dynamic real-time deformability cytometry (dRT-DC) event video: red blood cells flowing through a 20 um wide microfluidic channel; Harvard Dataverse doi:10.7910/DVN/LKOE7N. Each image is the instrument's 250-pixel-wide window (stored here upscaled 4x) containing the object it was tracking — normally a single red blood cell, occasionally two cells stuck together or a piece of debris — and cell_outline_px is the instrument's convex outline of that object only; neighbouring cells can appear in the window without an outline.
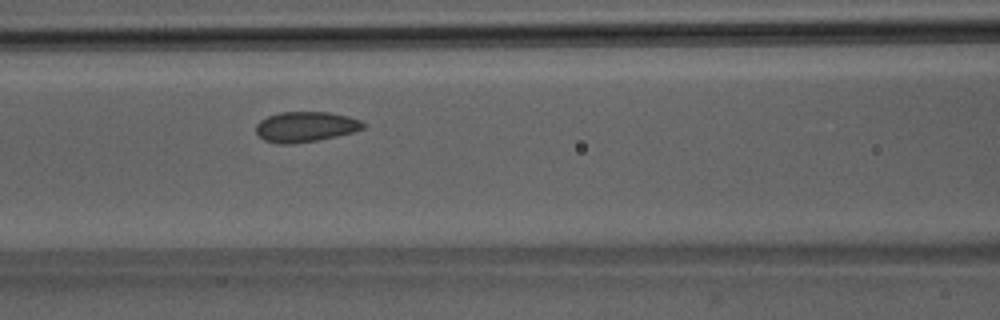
{"species": "Egyptian fruit bat (a non-hibernating species)", "species_latin": "Rousettus aegyptiacus", "temperature_condition": "room temperature", "stored_images_in_passage": 44, "camera_frame_rate_fps": 3000, "um_per_image_px": 0.085, "animal": {"sex": "male"}, "frame": {"image": 1, "passage_image": 15, "time_ms": 4.667, "image_size_px": [1000, 320], "cell_outline_px": [[364, 128], [352, 132], [336, 136], [316, 140], [292, 144], [280, 144], [264, 140], [256, 132], [256, 124], [260, 120], [268, 116], [280, 112], [328, 112], [348, 116], [360, 120], [364, 124]], "centroid_in_image_um": [25.95, 10.77], "position_along_channel_um": 140.7, "area_um2": 18.79}}
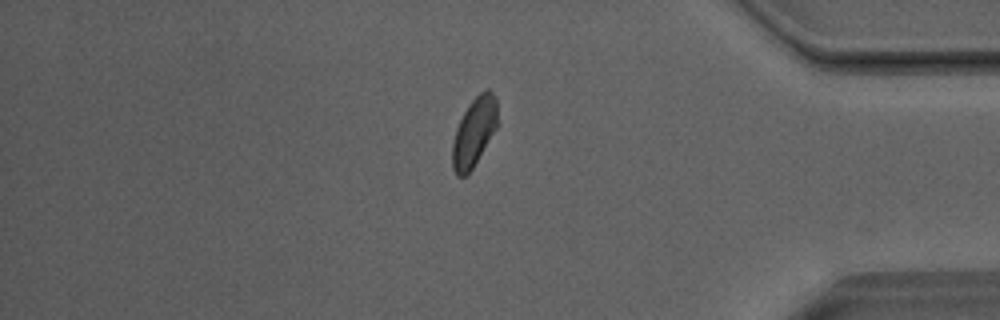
{"frame": {"image": 2, "passage_image": 36, "time_ms": 11.667, "image_size_px": [1000, 320], "cell_outline_px": [[496, 128], [472, 168], [464, 176], [456, 176], [452, 168], [452, 140], [456, 128], [468, 104], [480, 92], [488, 88], [496, 96]], "centroid_in_image_um": [40.26, 11.21], "position_along_channel_um": 394.9, "area_um2": 17.8}}
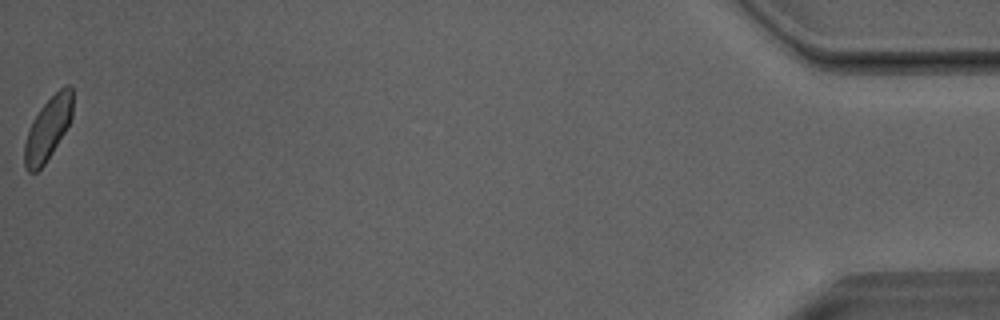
{"frame": {"image": 3, "passage_image": 44, "time_ms": 14.333, "image_size_px": [1000, 320], "cell_outline_px": [[72, 116], [64, 132], [52, 152], [44, 164], [36, 172], [28, 172], [24, 168], [24, 144], [28, 128], [32, 120], [40, 108], [64, 84], [68, 84], [72, 88]], "centroid_in_image_um": [4.04, 10.93], "position_along_channel_um": 431.2, "area_um2": 17.51}, "authors_computed_cell_mechanics": {"area_um2": 18.7272, "velocity_mm_per_s": 4.02, "shape_relaxation_time_tau1_ms": 3.3009, "shape_relaxation_time_tau2_ms": 1.5984, "deformation_change_tau1": 0.0616, "deformation_change_tau2": 0.0376}}